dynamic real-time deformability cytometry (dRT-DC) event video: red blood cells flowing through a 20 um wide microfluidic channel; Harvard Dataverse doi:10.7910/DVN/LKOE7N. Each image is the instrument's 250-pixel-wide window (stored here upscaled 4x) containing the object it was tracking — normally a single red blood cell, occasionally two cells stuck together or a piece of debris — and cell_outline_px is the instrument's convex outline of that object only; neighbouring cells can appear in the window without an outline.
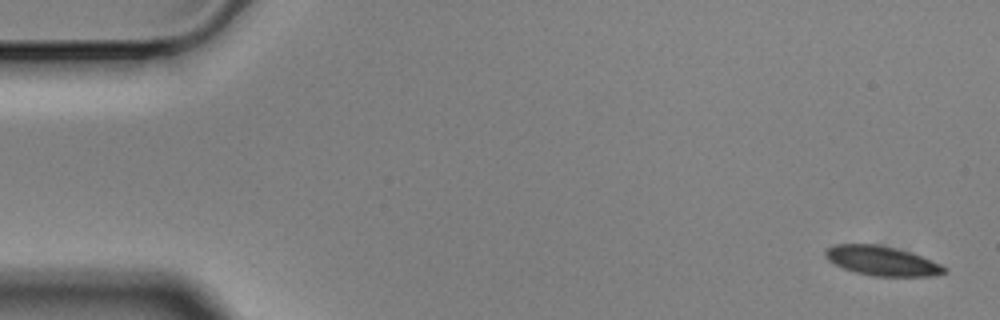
{"species": "Egyptian fruit bat (a non-hibernating species)", "species_latin": "Rousettus aegyptiacus", "temperature_condition": "cold", "stored_images_in_passage": 5, "camera_frame_rate_fps": 3000, "um_per_image_px": 0.085, "animal": {"sex": "male"}, "frame": {"image": 1, "passage_image": 1, "time_ms": 0.0, "image_size_px": [1000, 320], "cell_outline_px": [[948, 272], [932, 276], [872, 276], [856, 272], [844, 268], [828, 260], [824, 256], [824, 252], [832, 244], [880, 244], [896, 248], [920, 256], [940, 264], [948, 268]], "centroid_in_image_um": [74.96, 22.17], "position_along_channel_um": 10.0, "area_um2": 20.35}}
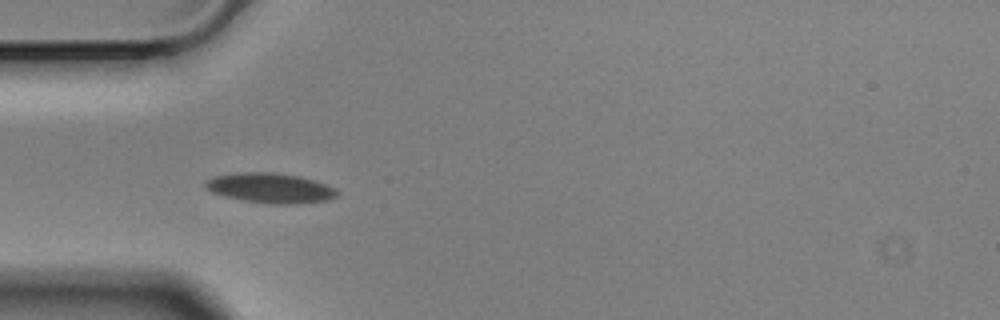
{"frame": {"image": 2, "passage_image": 5, "time_ms": 1.333, "image_size_px": [1000, 320], "cell_outline_px": [[340, 192], [336, 196], [328, 200], [296, 204], [268, 204], [244, 200], [224, 196], [212, 192], [204, 188], [204, 184], [208, 180], [216, 176], [240, 172], [272, 172], [300, 176], [336, 188]], "centroid_in_image_um": [22.99, 15.99], "position_along_channel_um": 62.0, "area_um2": 22.95}}